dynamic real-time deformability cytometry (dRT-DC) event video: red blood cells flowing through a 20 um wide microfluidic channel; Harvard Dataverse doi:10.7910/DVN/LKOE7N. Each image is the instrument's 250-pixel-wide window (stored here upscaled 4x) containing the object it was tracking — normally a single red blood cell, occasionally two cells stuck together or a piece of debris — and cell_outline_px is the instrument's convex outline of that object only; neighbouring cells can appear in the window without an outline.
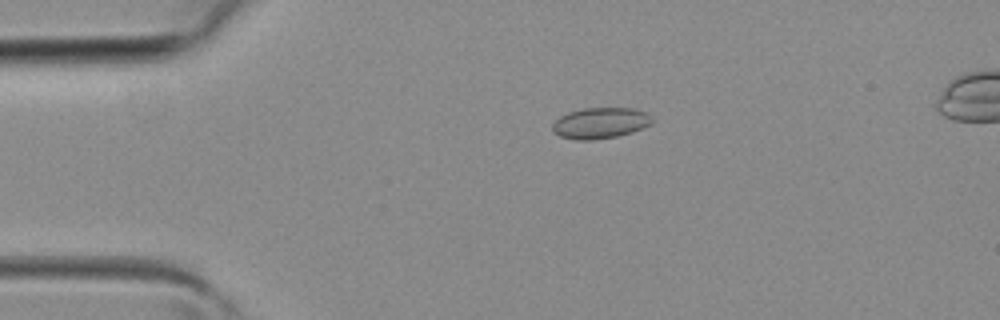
{"species": "common noctule bat (a hibernating species)", "species_latin": "Nyctalus noctula", "temperature_condition": "room temperature", "stored_images_in_passage": 3, "camera_frame_rate_fps": 3000, "um_per_image_px": 0.085, "animal": {"sex": "female", "body_mass_g": 19.3, "forearm_length_mm": 54.1}, "frame": {"image": 1, "passage_image": 1, "time_ms": 0.0, "image_size_px": [1000, 320], "cell_outline_px": [[652, 120], [648, 124], [632, 132], [616, 136], [592, 140], [576, 140], [560, 136], [552, 132], [552, 124], [560, 116], [568, 112], [584, 108], [632, 108], [644, 112], [652, 116]], "centroid_in_image_um": [50.97, 10.46], "position_along_channel_um": 34.0, "area_um2": 17.8}}